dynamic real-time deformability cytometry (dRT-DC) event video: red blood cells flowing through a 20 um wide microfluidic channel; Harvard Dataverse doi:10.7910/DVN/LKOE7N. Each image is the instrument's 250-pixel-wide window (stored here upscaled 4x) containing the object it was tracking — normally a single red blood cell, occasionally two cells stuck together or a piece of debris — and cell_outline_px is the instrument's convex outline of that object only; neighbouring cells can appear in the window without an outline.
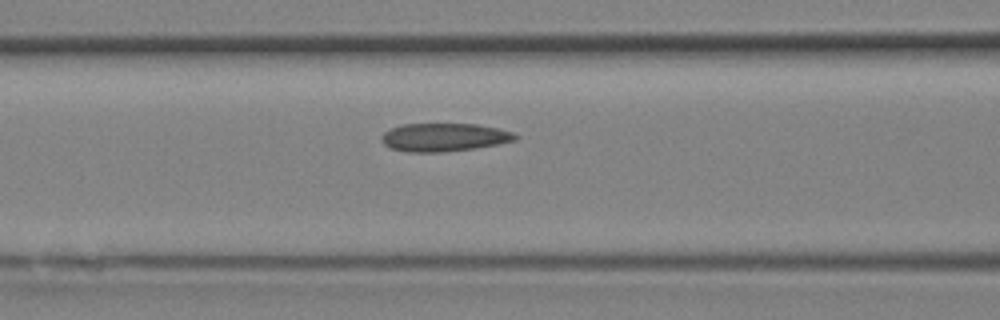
{"species": "Egyptian fruit bat (a non-hibernating species)", "species_latin": "Rousettus aegyptiacus", "temperature_condition": "room temperature", "stored_images_in_passage": 10, "camera_frame_rate_fps": 3000, "um_per_image_px": 0.085, "animal": {"sex": "female"}, "frame": {"image": 1, "passage_image": 9, "time_ms": 2.667, "image_size_px": [1000, 320], "cell_outline_px": [[520, 136], [516, 140], [476, 148], [444, 152], [404, 152], [388, 148], [380, 140], [380, 136], [384, 132], [400, 124], [476, 124], [496, 128], [512, 132]], "centroid_in_image_um": [37.69, 11.68], "position_along_channel_um": 128.9, "area_um2": 22.14}}